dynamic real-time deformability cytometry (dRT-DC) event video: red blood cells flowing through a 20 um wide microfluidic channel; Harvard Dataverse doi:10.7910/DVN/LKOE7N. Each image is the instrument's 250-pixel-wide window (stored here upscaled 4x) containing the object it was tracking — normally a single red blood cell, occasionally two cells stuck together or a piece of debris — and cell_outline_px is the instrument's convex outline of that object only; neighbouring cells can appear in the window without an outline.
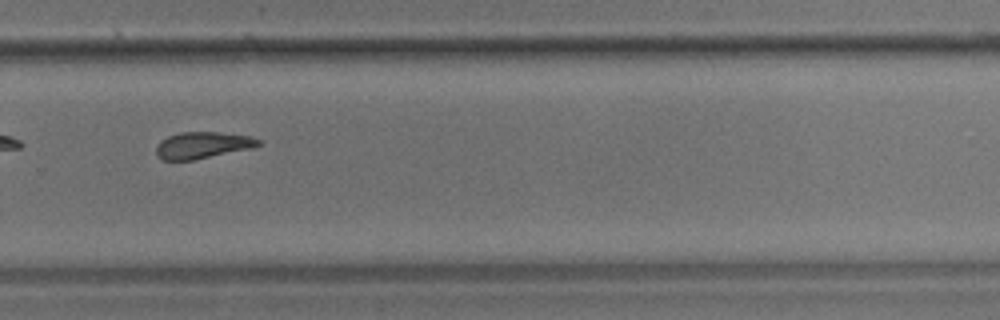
{"species": "common noctule bat (a hibernating species)", "species_latin": "Nyctalus noctula", "temperature_condition": "room temperature", "stored_images_in_passage": 15, "camera_frame_rate_fps": 3000, "um_per_image_px": 0.085, "animal": {"sex": "male", "body_mass_g": 17.9}, "frame": {"image": 1, "passage_image": 11, "time_ms": 13.0, "image_size_px": [1000, 320], "cell_outline_px": [[260, 144], [248, 148], [192, 160], [160, 160], [156, 156], [156, 148], [160, 140], [168, 136], [180, 132], [216, 132], [252, 136], [260, 140]], "centroid_in_image_um": [17.14, 12.33], "position_along_channel_um": 312.7, "area_um2": 15.61}, "authors_computed_cell_mechanics": {"area_um2": 16.7042, "velocity_mm_per_s": 3.4888, "shape_relaxation_time_tau1_ms": 6.6055, "shape_relaxation_time_tau2_ms": null, "deformation_change_tau1": 0.2685, "deformation_change_tau2": null}}